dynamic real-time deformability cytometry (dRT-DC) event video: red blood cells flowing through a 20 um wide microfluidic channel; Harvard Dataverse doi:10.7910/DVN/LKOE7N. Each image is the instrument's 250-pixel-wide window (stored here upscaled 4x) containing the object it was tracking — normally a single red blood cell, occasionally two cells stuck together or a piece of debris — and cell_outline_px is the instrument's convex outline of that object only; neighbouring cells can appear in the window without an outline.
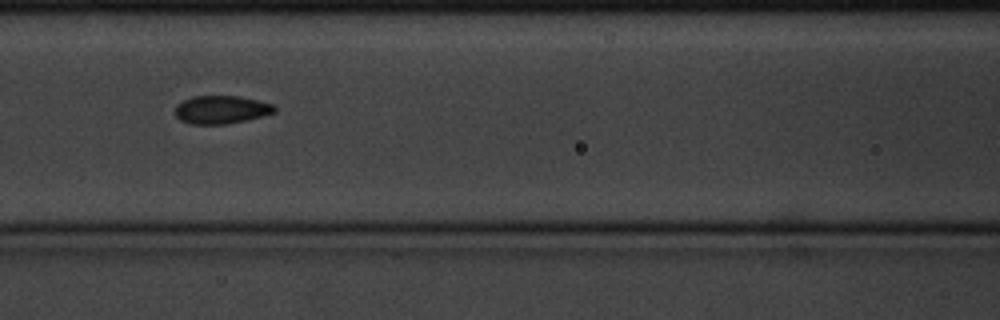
{"species": "common noctule bat (a hibernating species)", "species_latin": "Nyctalus noctula", "temperature_condition": "cold", "stored_images_in_passage": 12, "camera_frame_rate_fps": 3000, "um_per_image_px": 0.085, "animal": {"sex": "male", "body_mass_g": 20.1, "forearm_length_mm": 53.5}, "frame": {"image": 1, "passage_image": 9, "time_ms": 2.667, "image_size_px": [1000, 320], "cell_outline_px": [[276, 112], [244, 120], [224, 124], [188, 124], [180, 120], [176, 116], [176, 104], [192, 96], [240, 96], [272, 104], [276, 108]], "centroid_in_image_um": [18.77, 9.32], "position_along_channel_um": 147.8, "area_um2": 16.13}}
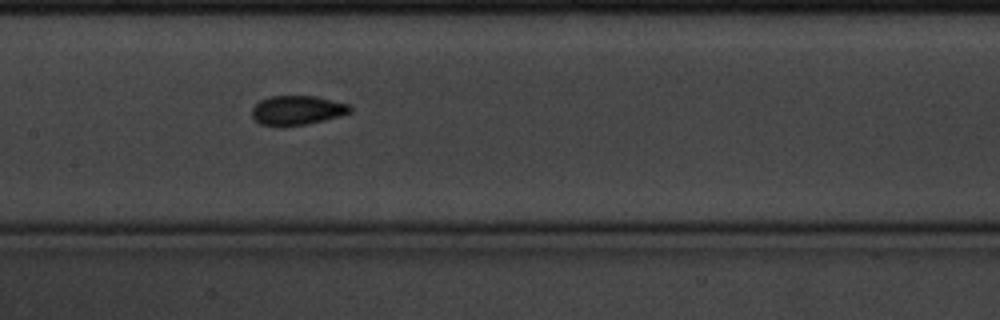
{"frame": {"image": 2, "passage_image": 10, "time_ms": 3.0, "image_size_px": [1000, 320], "cell_outline_px": [[352, 112], [324, 120], [304, 124], [280, 128], [260, 124], [252, 116], [252, 108], [260, 100], [268, 96], [316, 96], [348, 104], [352, 108]], "centroid_in_image_um": [25.22, 9.38], "position_along_channel_um": 182.2, "area_um2": 16.94}}
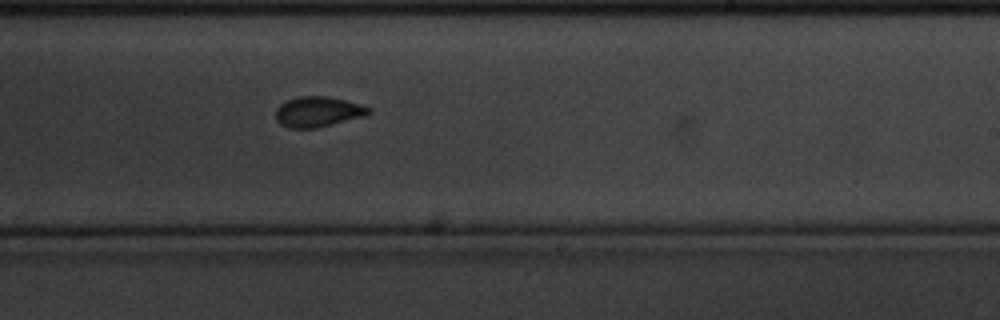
{"frame": {"image": 3, "passage_image": 12, "time_ms": 3.667, "image_size_px": [1000, 320], "cell_outline_px": [[372, 112], [364, 116], [316, 128], [288, 128], [280, 124], [276, 120], [276, 108], [280, 104], [288, 100], [300, 96], [328, 96], [360, 104], [372, 108]], "centroid_in_image_um": [27.02, 9.5], "position_along_channel_um": 262.0, "area_um2": 16.42}}